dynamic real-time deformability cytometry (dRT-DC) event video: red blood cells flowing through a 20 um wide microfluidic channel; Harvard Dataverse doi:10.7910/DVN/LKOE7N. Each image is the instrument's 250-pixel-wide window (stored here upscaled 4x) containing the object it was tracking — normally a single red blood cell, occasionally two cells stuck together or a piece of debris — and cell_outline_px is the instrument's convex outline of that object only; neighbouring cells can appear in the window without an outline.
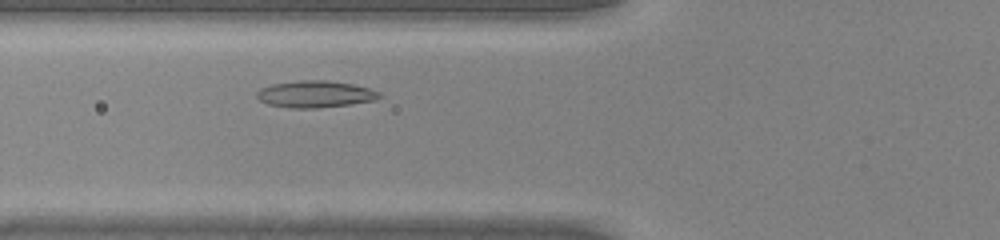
{"species": "common noctule bat (a hibernating species)", "species_latin": "Nyctalus noctula", "temperature_condition": "warm", "stored_images_in_passage": 31, "camera_frame_rate_fps": 3000, "um_per_image_px": 0.085, "animal": {"sex": "male", "body_mass_g": 20.0, "forearm_length_mm": 53.3}, "frame": {"image": 1, "passage_image": 8, "time_ms": 2.333, "image_size_px": [1000, 240], "cell_outline_px": [[384, 96], [376, 100], [352, 104], [316, 108], [288, 108], [268, 104], [260, 100], [256, 96], [256, 92], [260, 88], [272, 84], [300, 80], [328, 80], [352, 84], [368, 88], [380, 92]], "centroid_in_image_um": [26.81, 8.0], "position_along_channel_um": 99.0, "area_um2": 19.31}}
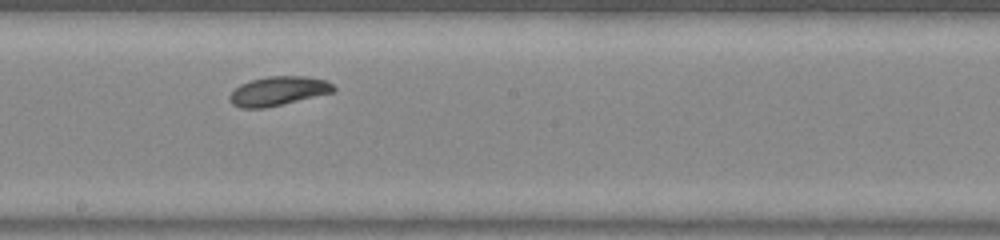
{"frame": {"image": 2, "passage_image": 17, "time_ms": 5.333, "image_size_px": [1000, 240], "cell_outline_px": [[336, 92], [264, 108], [240, 108], [232, 104], [228, 100], [228, 96], [240, 84], [252, 80], [268, 76], [304, 76], [328, 80], [336, 88]], "centroid_in_image_um": [23.67, 7.74], "position_along_channel_um": 224.5, "area_um2": 17.74}}
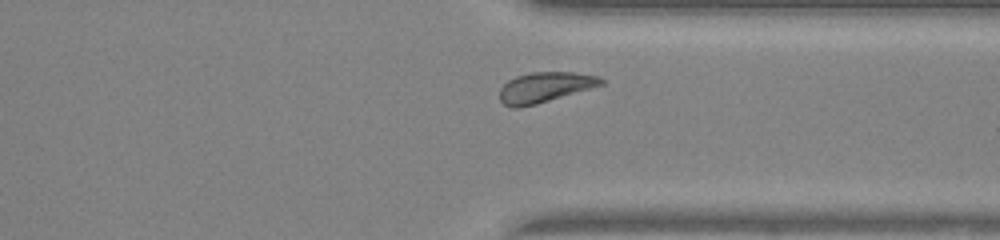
{"frame": {"image": 3, "passage_image": 27, "time_ms": 8.667, "image_size_px": [1000, 240], "cell_outline_px": [[604, 84], [536, 104], [520, 108], [512, 108], [504, 104], [500, 100], [500, 88], [508, 80], [516, 76], [532, 72], [572, 72], [600, 76], [604, 80]], "centroid_in_image_um": [46.3, 7.41], "position_along_channel_um": 365.1, "area_um2": 17.8}, "authors_computed_cell_mechanics": {"area_um2": 18.0336, "velocity_mm_per_s": 4.192, "shape_relaxation_time_tau1_ms": 4.8976, "shape_relaxation_time_tau2_ms": null, "deformation_change_tau1": 0.1398, "deformation_change_tau2": null}}